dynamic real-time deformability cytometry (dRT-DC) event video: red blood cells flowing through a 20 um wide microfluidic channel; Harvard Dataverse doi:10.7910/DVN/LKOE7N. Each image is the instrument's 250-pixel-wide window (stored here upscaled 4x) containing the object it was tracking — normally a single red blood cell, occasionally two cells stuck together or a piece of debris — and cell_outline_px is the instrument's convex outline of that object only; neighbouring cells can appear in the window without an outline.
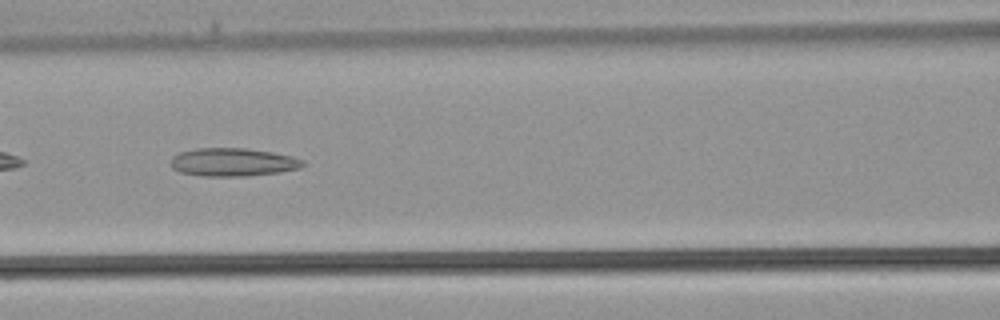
{"species": "common noctule bat (a hibernating species)", "species_latin": "Nyctalus noctula", "temperature_condition": "warm", "stored_images_in_passage": 31, "camera_frame_rate_fps": 3000, "um_per_image_px": 0.085, "animal": {"sex": "male", "body_mass_g": 21.5, "forearm_length_mm": 52.0}, "frame": {"image": 1, "passage_image": 10, "time_ms": 3.0, "image_size_px": [1000, 320], "cell_outline_px": [[304, 164], [300, 168], [280, 172], [244, 176], [200, 176], [180, 172], [172, 168], [168, 164], [172, 156], [180, 152], [196, 148], [244, 148], [272, 152], [292, 156], [304, 160]], "centroid_in_image_um": [19.75, 13.78], "position_along_channel_um": 146.8, "area_um2": 21.85}}
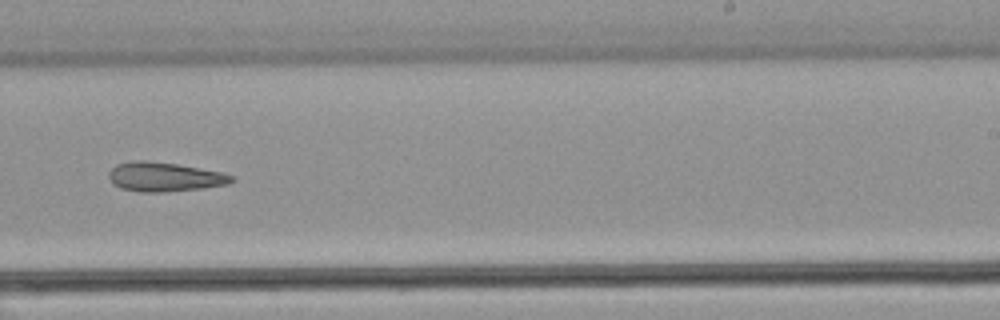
{"frame": {"image": 2, "passage_image": 17, "time_ms": 5.333, "image_size_px": [1000, 320], "cell_outline_px": [[236, 180], [228, 184], [204, 188], [164, 192], [140, 192], [120, 188], [112, 184], [108, 176], [108, 172], [116, 164], [132, 160], [148, 160], [176, 164], [224, 172], [236, 176]], "centroid_in_image_um": [14.0, 15.03], "position_along_channel_um": 275.0, "area_um2": 21.33}}
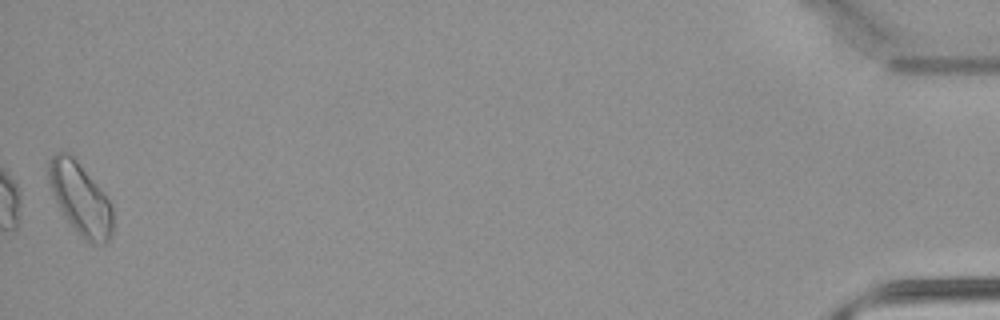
{"frame": {"image": 3, "passage_image": 31, "time_ms": 10.0, "image_size_px": [1000, 320], "cell_outline_px": [[112, 236], [108, 244], [92, 244], [84, 240], [80, 236], [68, 220], [60, 208], [52, 192], [48, 180], [48, 164], [52, 156], [56, 152], [68, 152], [72, 156], [96, 184], [112, 204]], "centroid_in_image_um": [6.84, 16.93], "position_along_channel_um": 428.4, "area_um2": 26.47}}